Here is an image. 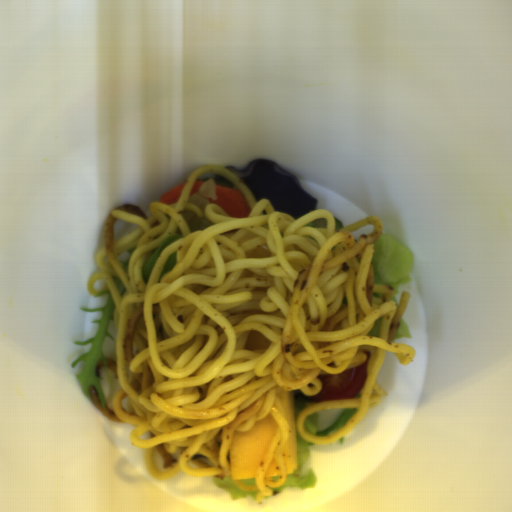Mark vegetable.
I'll use <instances>...</instances> for the list:
<instances>
[{"instance_id":"obj_1","label":"vegetable","mask_w":512,"mask_h":512,"mask_svg":"<svg viewBox=\"0 0 512 512\" xmlns=\"http://www.w3.org/2000/svg\"><path fill=\"white\" fill-rule=\"evenodd\" d=\"M103 296H108V301L101 308L90 309L80 307V310L85 312H101V315L99 319H94L91 322L99 323L94 336L85 341H75L74 344L76 346L86 347L91 344V347L79 357H75L70 366L73 368L83 363L80 376H75L74 378L83 395L92 401L89 390L90 387H93L104 407L113 411V396L122 388L120 381L109 368L105 367L100 368L98 371L99 376H97V365L100 360L103 365H107V358H112L116 361L115 338L117 329L114 321L116 302L110 290L107 289L93 295V298L97 299Z\"/></svg>"},{"instance_id":"obj_2","label":"vegetable","mask_w":512,"mask_h":512,"mask_svg":"<svg viewBox=\"0 0 512 512\" xmlns=\"http://www.w3.org/2000/svg\"><path fill=\"white\" fill-rule=\"evenodd\" d=\"M372 246L374 250L373 286L393 287V301L398 304L397 290L404 284L412 282L410 272L413 254L402 242L387 233H381L380 238Z\"/></svg>"},{"instance_id":"obj_3","label":"vegetable","mask_w":512,"mask_h":512,"mask_svg":"<svg viewBox=\"0 0 512 512\" xmlns=\"http://www.w3.org/2000/svg\"><path fill=\"white\" fill-rule=\"evenodd\" d=\"M293 396L295 409L297 469L294 473L285 475L283 485L278 488H272V495L280 493L284 488H304L312 490L316 486V476L313 470L310 468L304 469V465L309 459L310 448L315 443L308 442L300 435L298 432L297 420L301 411L308 406L318 404L319 402L314 400L311 396L303 393L299 388L293 389Z\"/></svg>"},{"instance_id":"obj_4","label":"vegetable","mask_w":512,"mask_h":512,"mask_svg":"<svg viewBox=\"0 0 512 512\" xmlns=\"http://www.w3.org/2000/svg\"><path fill=\"white\" fill-rule=\"evenodd\" d=\"M216 185L214 178L204 181L188 200V202L194 204L201 210V216H198L197 213L189 210L181 212L187 223L190 234L195 231H204L216 225L213 221L207 218L205 214L207 205L212 204L209 199H217L218 190Z\"/></svg>"},{"instance_id":"obj_5","label":"vegetable","mask_w":512,"mask_h":512,"mask_svg":"<svg viewBox=\"0 0 512 512\" xmlns=\"http://www.w3.org/2000/svg\"><path fill=\"white\" fill-rule=\"evenodd\" d=\"M358 408H346L341 415L334 421V423L327 429L319 430L318 428V411L309 414L304 418V430L314 437L329 436L332 433L341 429L355 414Z\"/></svg>"},{"instance_id":"obj_6","label":"vegetable","mask_w":512,"mask_h":512,"mask_svg":"<svg viewBox=\"0 0 512 512\" xmlns=\"http://www.w3.org/2000/svg\"><path fill=\"white\" fill-rule=\"evenodd\" d=\"M228 467H229V473L228 477L225 478H215L212 477L213 484L219 488L220 490H225L228 493H230V498L234 500H238L243 497H251V498H257V493L255 490L251 492H246L240 488L237 487L234 480L231 479V460H230V453L229 449L226 454Z\"/></svg>"},{"instance_id":"obj_7","label":"vegetable","mask_w":512,"mask_h":512,"mask_svg":"<svg viewBox=\"0 0 512 512\" xmlns=\"http://www.w3.org/2000/svg\"><path fill=\"white\" fill-rule=\"evenodd\" d=\"M181 238H183L182 234L181 235H176V236H170L168 238H165L153 250V252L147 258V260L144 263L143 268H142L141 276H142L143 283H145L147 285V283L149 281V278L151 276V273H152V271H153V269H154L158 259L160 258L161 254L165 250V248L168 247L169 245L175 243L176 241L180 240Z\"/></svg>"},{"instance_id":"obj_8","label":"vegetable","mask_w":512,"mask_h":512,"mask_svg":"<svg viewBox=\"0 0 512 512\" xmlns=\"http://www.w3.org/2000/svg\"><path fill=\"white\" fill-rule=\"evenodd\" d=\"M134 249H135V247L125 250V251L119 253V256H118L119 262L127 276H128V272H129L130 259L134 253Z\"/></svg>"},{"instance_id":"obj_9","label":"vegetable","mask_w":512,"mask_h":512,"mask_svg":"<svg viewBox=\"0 0 512 512\" xmlns=\"http://www.w3.org/2000/svg\"><path fill=\"white\" fill-rule=\"evenodd\" d=\"M175 264H176V254H175V252L174 253H170L166 257V259H165L164 266H163V269H162L161 277L164 274H166L167 272L173 270Z\"/></svg>"},{"instance_id":"obj_10","label":"vegetable","mask_w":512,"mask_h":512,"mask_svg":"<svg viewBox=\"0 0 512 512\" xmlns=\"http://www.w3.org/2000/svg\"><path fill=\"white\" fill-rule=\"evenodd\" d=\"M400 338H412L401 318L393 342H396Z\"/></svg>"},{"instance_id":"obj_11","label":"vegetable","mask_w":512,"mask_h":512,"mask_svg":"<svg viewBox=\"0 0 512 512\" xmlns=\"http://www.w3.org/2000/svg\"><path fill=\"white\" fill-rule=\"evenodd\" d=\"M383 315L375 320L374 324L367 333V336H373L379 338V332L382 324Z\"/></svg>"},{"instance_id":"obj_12","label":"vegetable","mask_w":512,"mask_h":512,"mask_svg":"<svg viewBox=\"0 0 512 512\" xmlns=\"http://www.w3.org/2000/svg\"><path fill=\"white\" fill-rule=\"evenodd\" d=\"M111 278L113 280V283H114L117 291L119 292L120 296L122 297L125 294L126 290H127L125 285H124V283H123V281L120 280L118 277H112L111 276Z\"/></svg>"},{"instance_id":"obj_13","label":"vegetable","mask_w":512,"mask_h":512,"mask_svg":"<svg viewBox=\"0 0 512 512\" xmlns=\"http://www.w3.org/2000/svg\"><path fill=\"white\" fill-rule=\"evenodd\" d=\"M238 480H240L243 485L256 486L258 478H248V479H238Z\"/></svg>"}]
</instances>
